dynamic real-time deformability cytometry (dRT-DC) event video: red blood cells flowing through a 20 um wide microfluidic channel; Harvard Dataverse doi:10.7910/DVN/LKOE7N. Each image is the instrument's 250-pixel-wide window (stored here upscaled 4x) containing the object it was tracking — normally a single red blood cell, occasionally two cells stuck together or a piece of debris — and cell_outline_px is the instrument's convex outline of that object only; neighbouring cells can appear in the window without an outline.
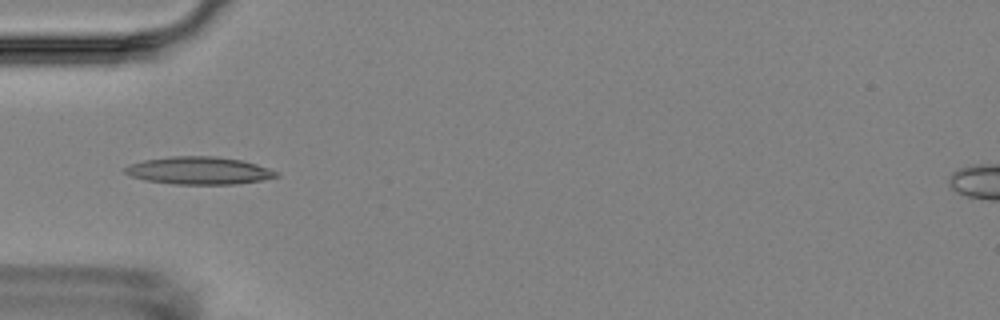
{"species": "Egyptian fruit bat (a non-hibernating species)", "species_latin": "Rousettus aegyptiacus", "temperature_condition": "room temperature", "stored_images_in_passage": 7, "camera_frame_rate_fps": 3000, "um_per_image_px": 0.085, "animal": {"sex": "female"}, "frame": {"image": 1, "passage_image": 5, "time_ms": 4.667, "image_size_px": [1000, 320], "cell_outline_px": [[280, 176], [260, 180], [236, 184], [176, 184], [144, 180], [132, 176], [124, 172], [124, 168], [128, 164], [144, 160], [172, 156], [216, 156], [240, 160], [256, 164], [280, 172]], "centroid_in_image_um": [16.91, 14.5], "position_along_channel_um": 68.1, "area_um2": 24.28}}